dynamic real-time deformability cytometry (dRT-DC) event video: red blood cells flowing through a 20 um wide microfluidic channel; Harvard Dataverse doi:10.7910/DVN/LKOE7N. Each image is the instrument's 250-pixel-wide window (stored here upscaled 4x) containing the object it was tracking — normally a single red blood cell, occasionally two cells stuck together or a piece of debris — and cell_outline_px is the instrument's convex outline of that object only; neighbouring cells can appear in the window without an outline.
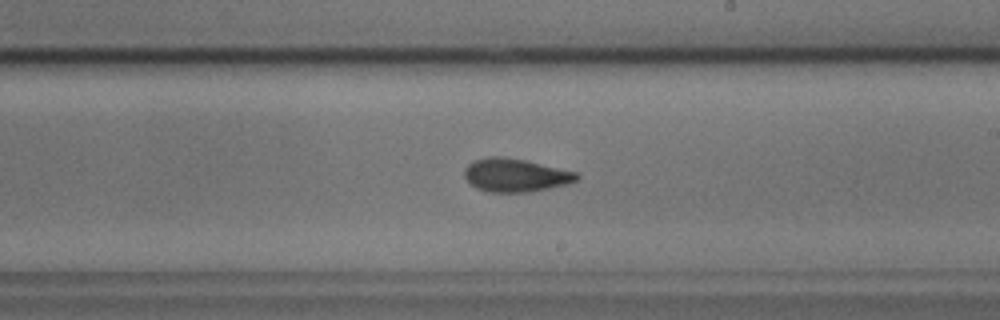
{"species": "common noctule bat (a hibernating species)", "species_latin": "Nyctalus noctula", "temperature_condition": "cold", "stored_images_in_passage": 41, "camera_frame_rate_fps": 3000, "um_per_image_px": 0.085, "animal": {"sex": "male", "body_mass_g": 17.9, "forearm_length_mm": 54.2}, "frame": {"image": 1, "passage_image": 30, "time_ms": 9.667, "image_size_px": [1000, 320], "cell_outline_px": [[580, 176], [576, 180], [568, 184], [528, 192], [488, 192], [476, 188], [464, 176], [464, 168], [472, 160], [488, 156], [504, 156], [524, 160], [580, 172]], "centroid_in_image_um": [43.82, 14.87], "position_along_channel_um": 245.2, "area_um2": 21.96}}
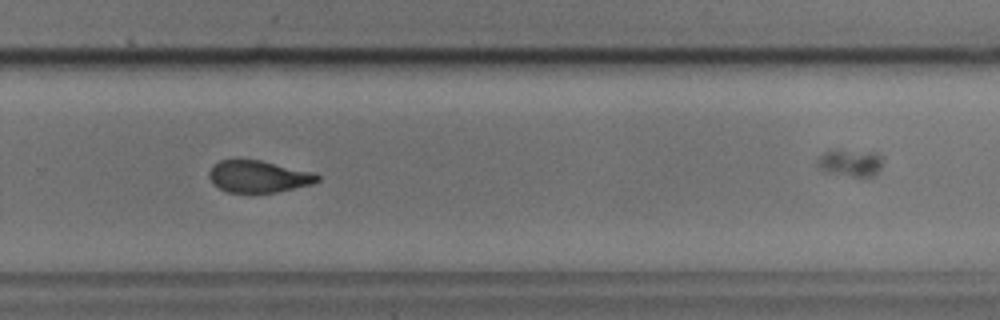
{"frame": {"image": 2, "passage_image": 35, "time_ms": 11.333, "image_size_px": [1000, 320], "cell_outline_px": [[320, 180], [312, 184], [276, 192], [248, 196], [228, 192], [220, 188], [208, 176], [208, 172], [220, 160], [236, 156], [240, 156], [260, 160], [312, 172], [320, 176]], "centroid_in_image_um": [21.92, 15.0], "position_along_channel_um": 307.9, "area_um2": 21.04}}